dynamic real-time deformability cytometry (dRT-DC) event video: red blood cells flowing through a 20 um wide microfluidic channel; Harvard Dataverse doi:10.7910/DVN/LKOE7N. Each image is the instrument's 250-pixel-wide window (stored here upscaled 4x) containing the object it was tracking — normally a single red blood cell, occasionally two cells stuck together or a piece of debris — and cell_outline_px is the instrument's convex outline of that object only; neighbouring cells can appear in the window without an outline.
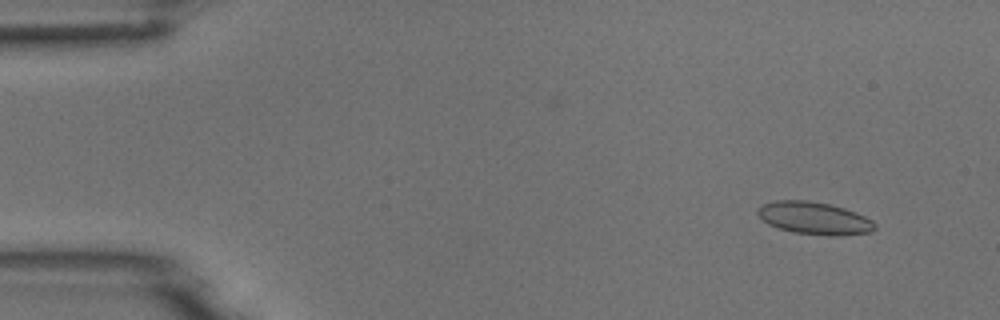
{"species": "common noctule bat (a hibernating species)", "species_latin": "Nyctalus noctula", "temperature_condition": "room temperature", "stored_images_in_passage": 5, "camera_frame_rate_fps": 3000, "um_per_image_px": 0.085, "animal": {"sex": "male", "body_mass_g": 18.8}, "frame": {"image": 1, "passage_image": 1, "time_ms": 0.0, "image_size_px": [1000, 320], "cell_outline_px": [[876, 228], [872, 232], [840, 236], [828, 236], [792, 232], [768, 224], [756, 212], [764, 204], [776, 200], [808, 200], [828, 204], [844, 208], [856, 212], [872, 220], [876, 224]], "centroid_in_image_um": [69.26, 18.56], "position_along_channel_um": 15.7, "area_um2": 22.14}}
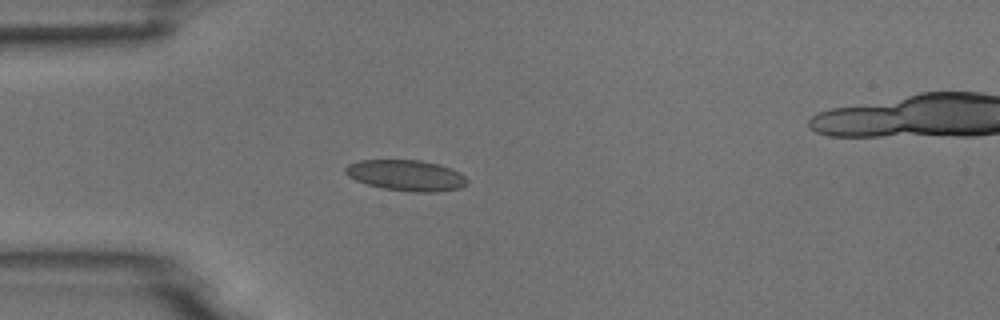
{"frame": {"image": 2, "passage_image": 4, "time_ms": 3.333, "image_size_px": [1000, 320], "cell_outline_px": [[468, 184], [460, 188], [436, 192], [412, 192], [384, 188], [368, 184], [356, 180], [348, 176], [344, 172], [344, 168], [348, 164], [360, 160], [420, 160], [440, 164], [452, 168], [460, 172], [468, 180]], "centroid_in_image_um": [34.56, 14.9], "position_along_channel_um": 50.4, "area_um2": 22.02}}